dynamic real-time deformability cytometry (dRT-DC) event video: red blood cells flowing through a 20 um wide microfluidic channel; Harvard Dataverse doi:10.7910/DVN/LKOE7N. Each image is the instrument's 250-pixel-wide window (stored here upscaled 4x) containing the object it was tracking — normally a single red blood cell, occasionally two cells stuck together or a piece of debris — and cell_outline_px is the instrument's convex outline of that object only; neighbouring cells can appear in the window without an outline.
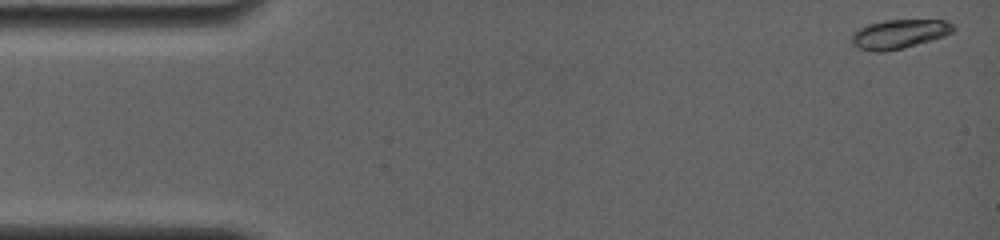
{"species": "common noctule bat (a hibernating species)", "species_latin": "Nyctalus noctula", "temperature_condition": "room temperature", "stored_images_in_passage": 19, "camera_frame_rate_fps": 4000, "um_per_image_px": 0.085, "animal": {"sex": "female", "body_mass_g": 19.0, "forearm_length_mm": 56.7}, "frame": {"image": 1, "passage_image": 1, "time_ms": 0.0, "image_size_px": [1000, 240], "cell_outline_px": [[956, 28], [952, 32], [944, 36], [904, 48], [884, 52], [872, 52], [860, 48], [852, 44], [852, 32], [868, 24], [884, 20], [944, 20], [956, 24]], "centroid_in_image_um": [76.44, 2.89], "position_along_channel_um": 8.6, "area_um2": 17.34}}